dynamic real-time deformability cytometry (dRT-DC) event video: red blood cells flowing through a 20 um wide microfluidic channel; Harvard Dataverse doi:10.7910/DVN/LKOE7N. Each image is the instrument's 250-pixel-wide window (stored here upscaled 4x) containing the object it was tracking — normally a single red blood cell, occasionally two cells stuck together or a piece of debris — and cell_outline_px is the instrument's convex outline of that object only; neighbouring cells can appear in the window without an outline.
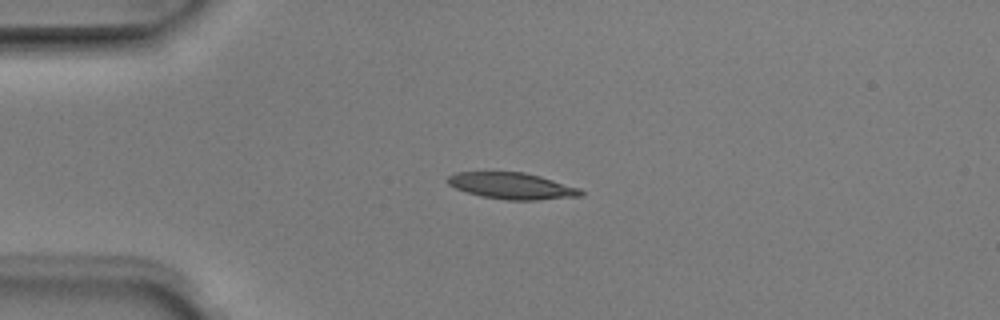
{"species": "Egyptian fruit bat (a non-hibernating species)", "species_latin": "Rousettus aegyptiacus", "temperature_condition": "room temperature", "stored_images_in_passage": 4, "camera_frame_rate_fps": 3000, "um_per_image_px": 0.085, "animal": {"sex": "male"}, "frame": {"image": 1, "passage_image": 3, "time_ms": 0.667, "image_size_px": [1000, 320], "cell_outline_px": [[584, 196], [536, 200], [504, 200], [480, 196], [456, 188], [448, 184], [444, 180], [448, 176], [456, 172], [524, 172], [540, 176], [580, 188], [584, 192]], "centroid_in_image_um": [43.52, 15.8], "position_along_channel_um": 41.5, "area_um2": 20.63}}